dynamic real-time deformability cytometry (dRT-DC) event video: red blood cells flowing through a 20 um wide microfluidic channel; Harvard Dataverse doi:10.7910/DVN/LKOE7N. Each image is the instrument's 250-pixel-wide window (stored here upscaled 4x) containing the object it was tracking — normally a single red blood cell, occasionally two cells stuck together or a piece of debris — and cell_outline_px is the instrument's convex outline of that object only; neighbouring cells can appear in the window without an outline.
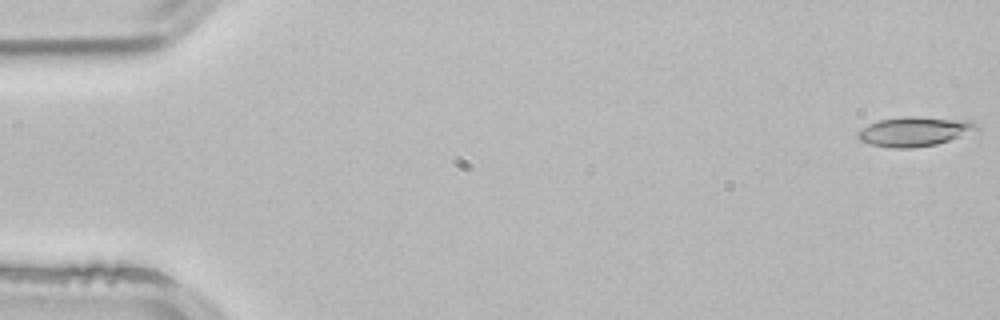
{"species": "common noctule bat (a hibernating species)", "species_latin": "Nyctalus noctula", "temperature_condition": "room temperature", "stored_images_in_passage": 15, "camera_frame_rate_fps": 3000, "um_per_image_px": 0.085, "animal": {"sex": "male", "body_mass_g": 21.5, "forearm_length_mm": 52.0}, "frame": {"image": 1, "passage_image": 1, "time_ms": 0.0, "image_size_px": [1000, 320], "cell_outline_px": [[980, 128], [960, 136], [936, 144], [912, 148], [892, 148], [872, 144], [860, 140], [856, 136], [856, 132], [868, 124], [880, 120], [904, 116], [916, 116], [972, 120]], "centroid_in_image_um": [77.71, 11.16], "position_along_channel_um": 7.3, "area_um2": 20.35}}
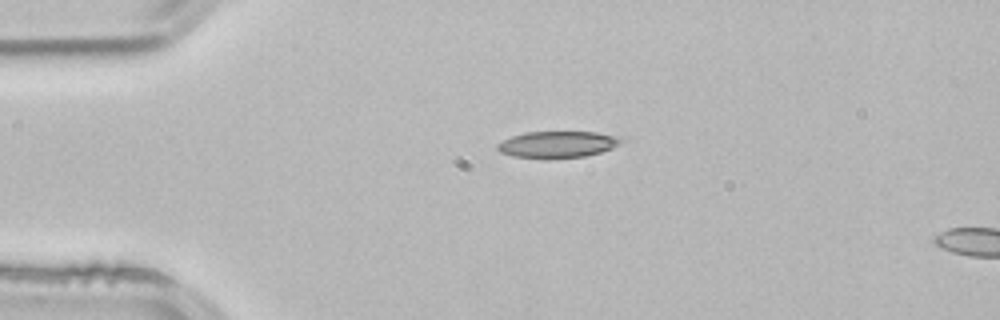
{"frame": {"image": 2, "passage_image": 12, "time_ms": 3.667, "image_size_px": [1000, 320], "cell_outline_px": [[628, 140], [612, 148], [600, 152], [584, 156], [548, 160], [512, 156], [500, 152], [496, 148], [496, 144], [512, 136], [524, 132], [596, 132], [624, 136]], "centroid_in_image_um": [47.45, 12.28], "position_along_channel_um": 37.6, "area_um2": 19.77}}